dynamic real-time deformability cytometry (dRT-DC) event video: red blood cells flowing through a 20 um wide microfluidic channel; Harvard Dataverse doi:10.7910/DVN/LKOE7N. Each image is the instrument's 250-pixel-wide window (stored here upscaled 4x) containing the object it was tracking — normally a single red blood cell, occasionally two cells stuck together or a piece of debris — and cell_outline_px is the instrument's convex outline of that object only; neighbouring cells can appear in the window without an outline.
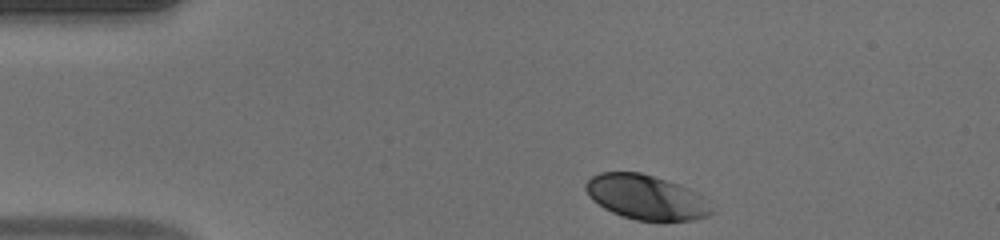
{"species": "human", "species_latin": "Homo sapiens", "temperature_condition": "warm", "stored_images_in_passage": 36, "camera_frame_rate_fps": 3000, "um_per_image_px": 0.085, "donor": {"sex": "male"}, "frame": {"image": 1, "passage_image": 1, "time_ms": 0.0, "image_size_px": [1000, 240], "cell_outline_px": [[716, 212], [708, 216], [692, 220], [664, 224], [636, 220], [612, 212], [604, 208], [592, 200], [588, 196], [584, 188], [584, 184], [592, 176], [600, 172], [640, 172], [688, 188], [704, 196]], "centroid_in_image_um": [54.96, 16.81], "position_along_channel_um": 30.0, "area_um2": 33.47}}
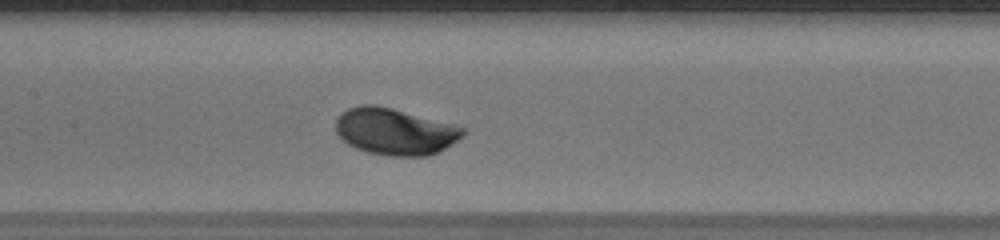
{"frame": {"image": 2, "passage_image": 16, "time_ms": 5.0, "image_size_px": [1000, 240], "cell_outline_px": [[464, 136], [440, 152], [428, 156], [388, 156], [368, 152], [356, 148], [348, 144], [336, 132], [336, 120], [348, 108], [360, 104], [376, 104], [456, 124], [464, 128]], "centroid_in_image_um": [33.61, 11.18], "position_along_channel_um": 173.8, "area_um2": 34.8}}
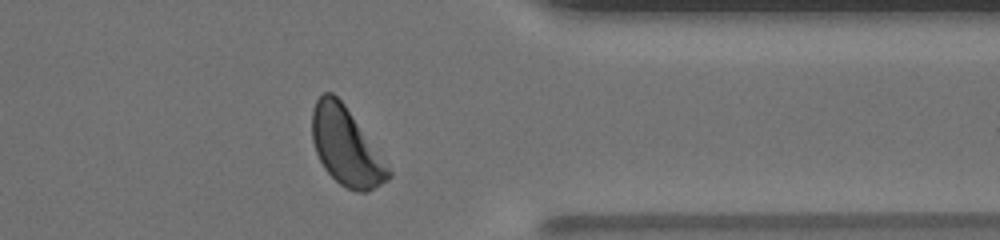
{"frame": {"image": 3, "passage_image": 32, "time_ms": 10.333, "image_size_px": [1000, 240], "cell_outline_px": [[392, 176], [388, 180], [368, 192], [356, 192], [340, 184], [324, 168], [316, 152], [312, 140], [312, 108], [316, 100], [324, 92], [332, 92], [344, 104], [392, 172]], "centroid_in_image_um": [29.39, 12.47], "position_along_channel_um": 382.0, "area_um2": 33.99}, "authors_computed_cell_mechanics": {"area_um2": 33.6107, "velocity_mm_per_s": 4.0916, "shape_relaxation_time_tau1_ms": 1.7367, "shape_relaxation_time_tau2_ms": null, "deformation_change_tau1": 0.1442, "deformation_change_tau2": null}}